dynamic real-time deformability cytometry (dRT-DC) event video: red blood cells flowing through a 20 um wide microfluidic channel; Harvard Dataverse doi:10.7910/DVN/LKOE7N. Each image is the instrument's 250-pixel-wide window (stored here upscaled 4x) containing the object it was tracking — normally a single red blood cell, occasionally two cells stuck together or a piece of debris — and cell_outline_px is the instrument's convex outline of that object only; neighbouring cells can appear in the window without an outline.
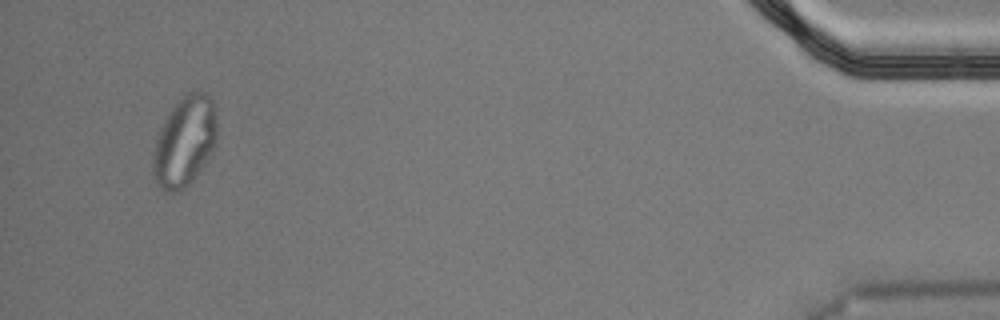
{"species": "Egyptian fruit bat (a non-hibernating species)", "species_latin": "Rousettus aegyptiacus", "temperature_condition": "cold", "stored_images_in_passage": 55, "segment_of_instrument_passage": [2, 2], "camera_frame_rate_fps": 3000, "um_per_image_px": 0.085, "animal": {"sex": "male"}, "frame": {"image": 1, "passage_image": 53, "time_ms": 17.333, "image_size_px": [1000, 320], "cell_outline_px": [[216, 144], [204, 164], [192, 180], [184, 188], [176, 192], [168, 192], [160, 188], [156, 184], [152, 176], [152, 164], [156, 140], [160, 128], [164, 120], [172, 108], [188, 92], [196, 88], [212, 96], [216, 116]], "centroid_in_image_um": [15.69, 12.01], "position_along_channel_um": 419.5, "area_um2": 33.64}}